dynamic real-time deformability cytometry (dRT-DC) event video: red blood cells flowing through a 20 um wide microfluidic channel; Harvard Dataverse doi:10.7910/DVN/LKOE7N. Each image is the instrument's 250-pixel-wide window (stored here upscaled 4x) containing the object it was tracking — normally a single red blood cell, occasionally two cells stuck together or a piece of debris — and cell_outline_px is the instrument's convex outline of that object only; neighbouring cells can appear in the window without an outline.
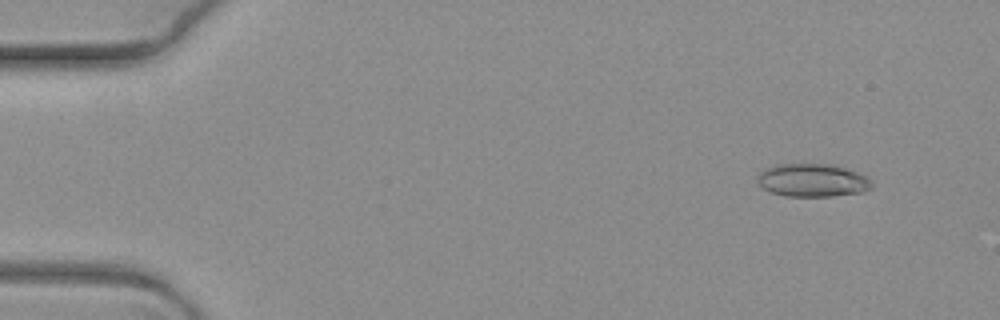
{"species": "common noctule bat (a hibernating species)", "species_latin": "Nyctalus noctula", "temperature_condition": "warm", "stored_images_in_passage": 9, "camera_frame_rate_fps": 3000, "um_per_image_px": 0.085, "animal": {"sex": "female", "body_mass_g": 19.3, "forearm_length_mm": 54.1}, "frame": {"image": 1, "passage_image": 1, "time_ms": 0.0, "image_size_px": [1000, 320], "cell_outline_px": [[872, 188], [864, 192], [832, 196], [784, 196], [772, 192], [764, 188], [756, 180], [756, 176], [764, 168], [776, 164], [828, 164], [844, 168], [868, 176], [872, 180]], "centroid_in_image_um": [69.06, 15.32], "position_along_channel_um": 15.9, "area_um2": 22.14}}
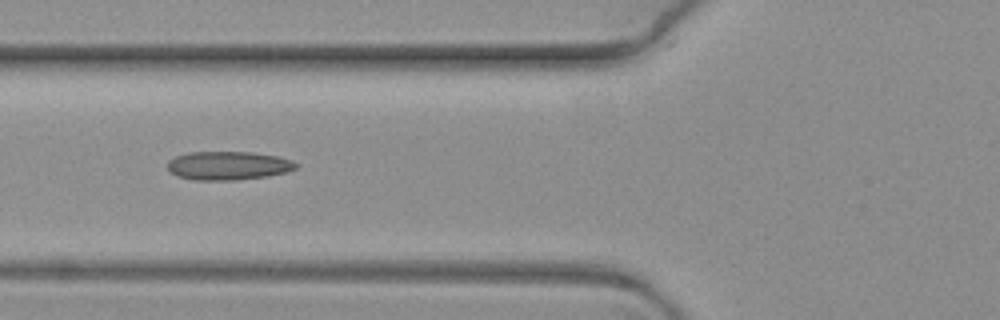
{"frame": {"image": 2, "passage_image": 7, "time_ms": 2.0, "image_size_px": [1000, 320], "cell_outline_px": [[300, 164], [296, 168], [288, 172], [264, 176], [236, 180], [196, 180], [180, 176], [172, 172], [168, 168], [168, 160], [176, 156], [188, 152], [252, 152], [276, 156], [292, 160]], "centroid_in_image_um": [19.43, 14.07], "position_along_channel_um": 106.4, "area_um2": 21.27}}
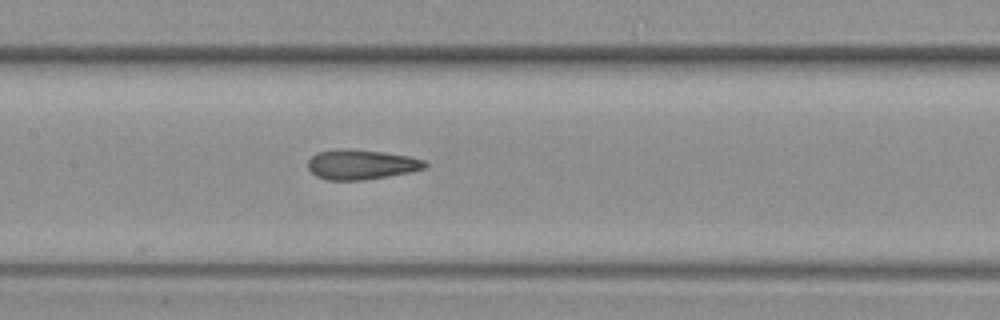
{"frame": {"image": 3, "passage_image": 9, "time_ms": 2.667, "image_size_px": [1000, 320], "cell_outline_px": [[428, 164], [424, 168], [412, 172], [388, 176], [360, 180], [328, 180], [316, 176], [308, 168], [308, 160], [316, 152], [336, 148], [348, 148], [380, 152], [408, 156], [424, 160]], "centroid_in_image_um": [30.67, 13.97], "position_along_channel_um": 176.7, "area_um2": 20.4}}